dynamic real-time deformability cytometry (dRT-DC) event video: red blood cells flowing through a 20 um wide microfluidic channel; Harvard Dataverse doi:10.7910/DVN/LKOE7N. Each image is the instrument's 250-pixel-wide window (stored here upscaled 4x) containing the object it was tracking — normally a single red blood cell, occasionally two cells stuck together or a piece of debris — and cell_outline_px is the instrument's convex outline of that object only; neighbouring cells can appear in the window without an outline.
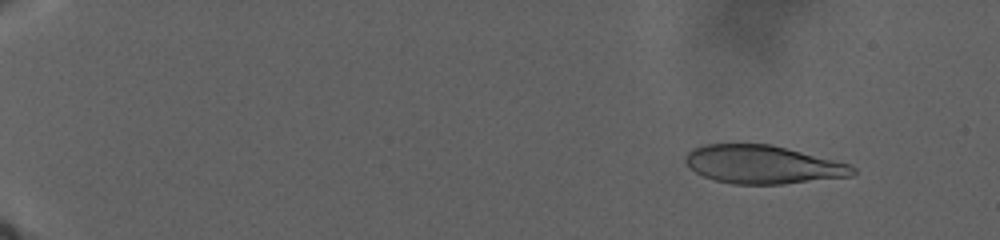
{"species": "human", "species_latin": "Homo sapiens", "temperature_condition": "warm", "stored_images_in_passage": 86, "camera_frame_rate_fps": 3000, "um_per_image_px": 0.085, "donor": {"sex": "male"}, "frame": {"image": 1, "passage_image": 10, "time_ms": 4.667, "image_size_px": [1000, 240], "cell_outline_px": [[856, 172], [852, 176], [784, 184], [732, 184], [716, 180], [704, 176], [696, 172], [684, 160], [684, 156], [692, 148], [704, 144], [772, 144], [848, 164], [856, 168]], "centroid_in_image_um": [64.82, 13.98], "position_along_channel_um": 20.2, "area_um2": 37.17}}
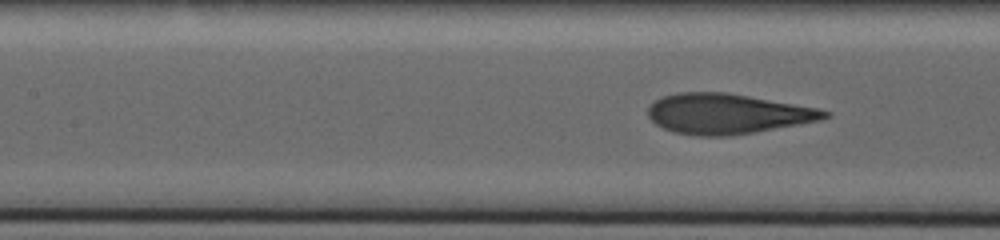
{"frame": {"image": 2, "passage_image": 54, "time_ms": 21.667, "image_size_px": [1000, 240], "cell_outline_px": [[832, 116], [820, 120], [800, 124], [756, 132], [732, 136], [696, 136], [672, 132], [656, 124], [648, 116], [648, 108], [656, 100], [664, 96], [676, 92], [724, 92], [748, 96], [816, 108], [832, 112]], "centroid_in_image_um": [61.82, 9.68], "position_along_channel_um": 145.6, "area_um2": 41.27}}
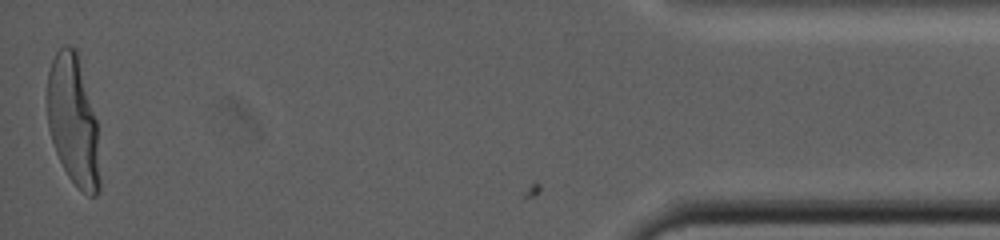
{"frame": {"image": 3, "passage_image": 86, "time_ms": 41.667, "image_size_px": [1000, 240], "cell_outline_px": [[100, 192], [96, 196], [88, 196], [68, 176], [56, 152], [48, 128], [48, 72], [52, 60], [56, 52], [64, 44], [68, 44], [76, 48], [96, 120], [100, 176]], "centroid_in_image_um": [6.23, 10.26], "position_along_channel_um": 429.0, "area_um2": 39.48}}